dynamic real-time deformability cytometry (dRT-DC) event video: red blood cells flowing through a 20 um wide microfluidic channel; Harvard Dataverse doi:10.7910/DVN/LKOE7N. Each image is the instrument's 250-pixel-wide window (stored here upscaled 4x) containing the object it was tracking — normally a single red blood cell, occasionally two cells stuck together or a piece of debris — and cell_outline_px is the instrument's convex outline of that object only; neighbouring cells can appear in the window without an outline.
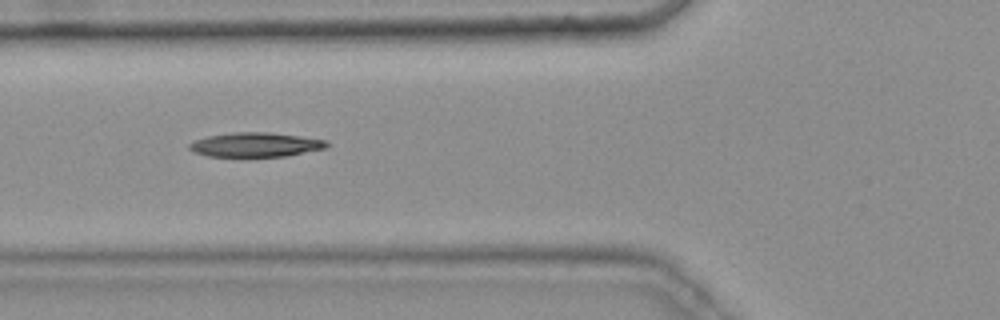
{"species": "common noctule bat (a hibernating species)", "species_latin": "Nyctalus noctula", "temperature_condition": "warm", "stored_images_in_passage": 4, "camera_frame_rate_fps": 3000, "um_per_image_px": 0.085, "animal": {"sex": "female", "body_mass_g": 25.1}, "frame": {"image": 1, "passage_image": 2, "time_ms": 0.333, "image_size_px": [1000, 320], "cell_outline_px": [[328, 144], [324, 148], [288, 156], [248, 160], [208, 156], [192, 152], [188, 148], [188, 144], [196, 140], [208, 136], [232, 132], [268, 132], [328, 140]], "centroid_in_image_um": [21.66, 12.36], "position_along_channel_um": 104.1, "area_um2": 20.52}}